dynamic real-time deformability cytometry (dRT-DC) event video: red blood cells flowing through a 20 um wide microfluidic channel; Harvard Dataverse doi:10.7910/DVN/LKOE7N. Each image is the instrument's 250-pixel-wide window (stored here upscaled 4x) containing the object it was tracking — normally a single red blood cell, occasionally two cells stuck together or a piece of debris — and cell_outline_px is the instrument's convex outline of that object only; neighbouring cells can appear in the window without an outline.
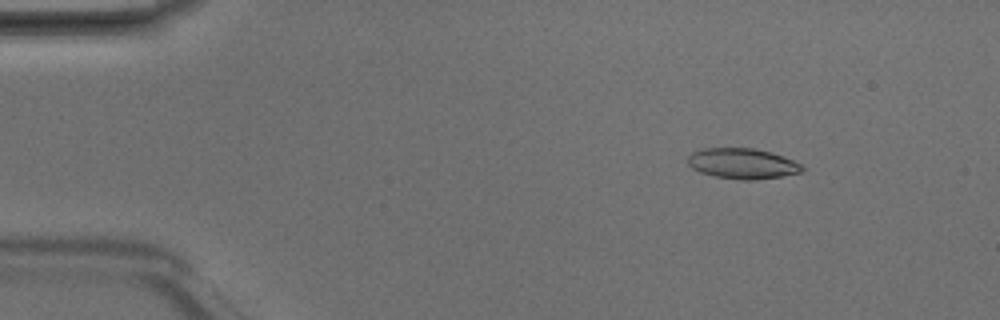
{"species": "Egyptian fruit bat (a non-hibernating species)", "species_latin": "Rousettus aegyptiacus", "temperature_condition": "room temperature", "stored_images_in_passage": 2, "camera_frame_rate_fps": 3000, "um_per_image_px": 0.085, "animal": {"sex": "male"}, "frame": {"image": 1, "passage_image": 1, "time_ms": 0.0, "image_size_px": [1000, 320], "cell_outline_px": [[804, 172], [756, 180], [740, 180], [716, 176], [700, 172], [692, 168], [688, 164], [688, 156], [692, 152], [704, 148], [756, 148], [772, 152], [792, 160], [800, 164], [804, 168]], "centroid_in_image_um": [63.11, 13.9], "position_along_channel_um": 21.9, "area_um2": 20.35}}